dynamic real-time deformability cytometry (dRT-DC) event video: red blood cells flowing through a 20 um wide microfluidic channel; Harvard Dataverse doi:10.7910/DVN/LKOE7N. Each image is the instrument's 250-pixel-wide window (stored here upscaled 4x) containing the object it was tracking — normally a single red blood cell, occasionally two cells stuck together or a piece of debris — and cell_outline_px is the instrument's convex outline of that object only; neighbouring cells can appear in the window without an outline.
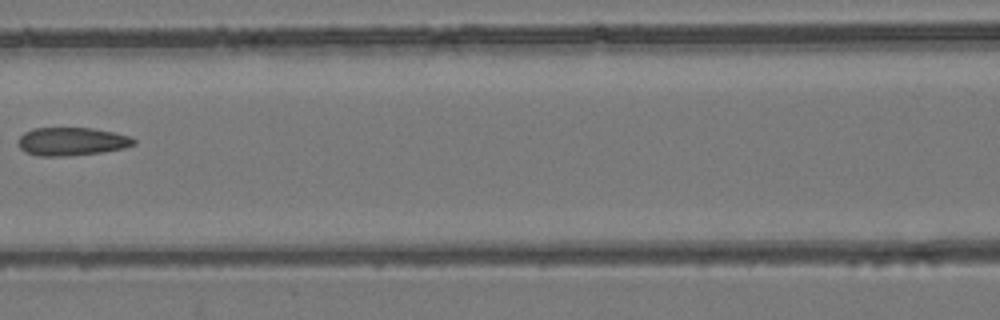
{"species": "common noctule bat (a hibernating species)", "species_latin": "Nyctalus noctula", "temperature_condition": "room temperature", "stored_images_in_passage": 8, "camera_frame_rate_fps": 3000, "um_per_image_px": 0.085, "animal": {"sex": "female", "body_mass_g": 24.6, "forearm_length_mm": 56.2}, "frame": {"image": 1, "passage_image": 6, "time_ms": 1.667, "image_size_px": [1000, 320], "cell_outline_px": [[136, 144], [124, 148], [104, 152], [68, 156], [40, 156], [24, 152], [20, 148], [16, 140], [24, 132], [32, 128], [92, 128], [116, 132], [128, 136], [136, 140]], "centroid_in_image_um": [6.08, 12.03], "position_along_channel_um": 160.5, "area_um2": 19.25}}
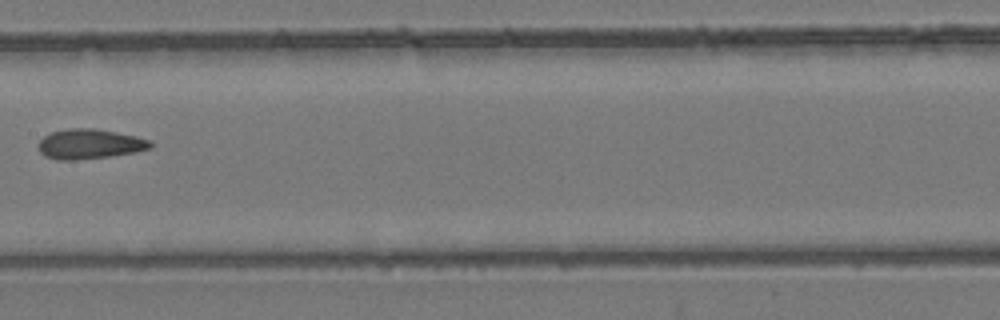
{"frame": {"image": 2, "passage_image": 7, "time_ms": 2.0, "image_size_px": [1000, 320], "cell_outline_px": [[152, 148], [136, 152], [108, 156], [76, 160], [56, 160], [44, 156], [40, 152], [36, 144], [44, 136], [52, 132], [68, 128], [92, 128], [116, 132], [136, 136], [152, 140]], "centroid_in_image_um": [7.61, 12.24], "position_along_channel_um": 199.8, "area_um2": 19.65}}
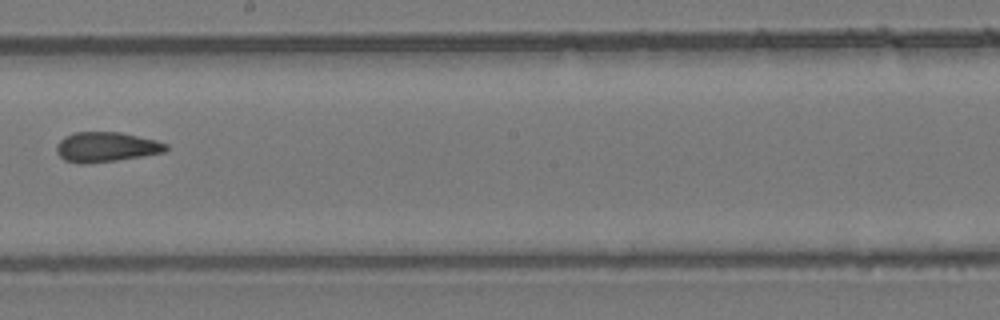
{"frame": {"image": 3, "passage_image": 8, "time_ms": 2.333, "image_size_px": [1000, 320], "cell_outline_px": [[168, 148], [164, 152], [116, 160], [88, 164], [80, 164], [64, 160], [56, 152], [56, 144], [64, 136], [76, 132], [120, 132], [156, 140], [168, 144]], "centroid_in_image_um": [8.99, 12.49], "position_along_channel_um": 239.2, "area_um2": 19.07}}